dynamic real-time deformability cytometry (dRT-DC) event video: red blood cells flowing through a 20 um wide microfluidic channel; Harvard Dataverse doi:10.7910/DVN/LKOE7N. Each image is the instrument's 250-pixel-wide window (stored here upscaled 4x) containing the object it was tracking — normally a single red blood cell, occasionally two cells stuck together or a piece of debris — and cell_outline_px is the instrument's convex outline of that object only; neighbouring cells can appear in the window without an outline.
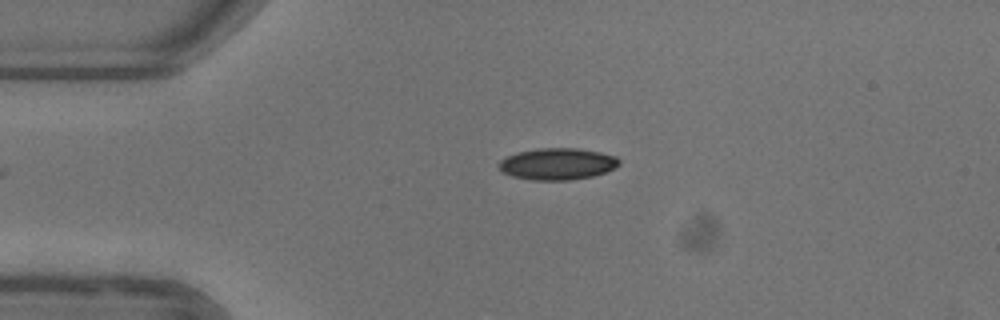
{"species": "common noctule bat (a hibernating species)", "species_latin": "Nyctalus noctula", "temperature_condition": "warm", "stored_images_in_passage": 16, "camera_frame_rate_fps": 3000, "um_per_image_px": 0.085, "animal": {"sex": "female"}, "frame": {"image": 1, "passage_image": 1, "time_ms": 0.0, "image_size_px": [1000, 320], "cell_outline_px": [[620, 164], [616, 168], [592, 176], [568, 180], [532, 180], [512, 176], [500, 172], [496, 164], [500, 160], [508, 156], [520, 152], [536, 148], [576, 148], [600, 152], [616, 156], [620, 160]], "centroid_in_image_um": [47.36, 13.93], "position_along_channel_um": 37.6, "area_um2": 22.31}}
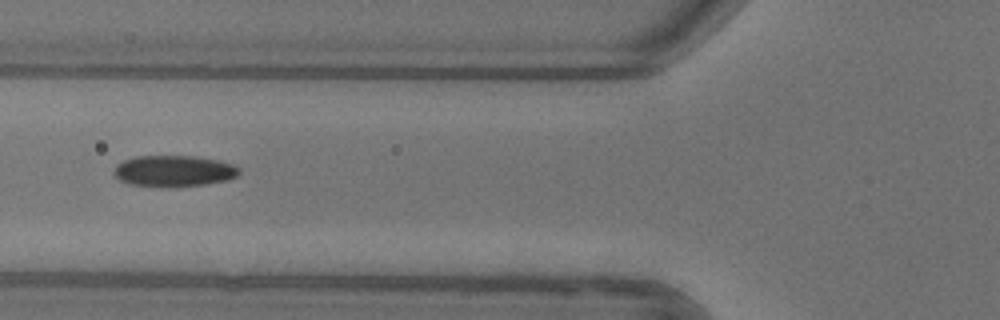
{"frame": {"image": 2, "passage_image": 9, "time_ms": 2.667, "image_size_px": [1000, 320], "cell_outline_px": [[240, 172], [236, 176], [228, 180], [204, 184], [132, 184], [120, 180], [112, 172], [116, 164], [124, 160], [136, 156], [196, 156], [216, 160], [232, 164], [240, 168]], "centroid_in_image_um": [14.79, 14.48], "position_along_channel_um": 111.0, "area_um2": 21.85}}
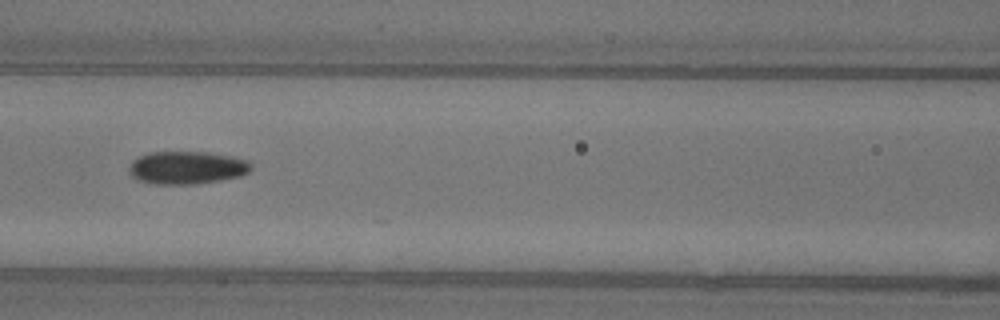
{"frame": {"image": 3, "passage_image": 12, "time_ms": 3.667, "image_size_px": [1000, 320], "cell_outline_px": [[252, 168], [248, 172], [240, 176], [220, 180], [192, 184], [156, 184], [140, 180], [132, 176], [128, 172], [128, 168], [132, 160], [140, 156], [152, 152], [208, 152], [248, 160], [252, 164]], "centroid_in_image_um": [15.88, 14.25], "position_along_channel_um": 150.7, "area_um2": 23.24}}